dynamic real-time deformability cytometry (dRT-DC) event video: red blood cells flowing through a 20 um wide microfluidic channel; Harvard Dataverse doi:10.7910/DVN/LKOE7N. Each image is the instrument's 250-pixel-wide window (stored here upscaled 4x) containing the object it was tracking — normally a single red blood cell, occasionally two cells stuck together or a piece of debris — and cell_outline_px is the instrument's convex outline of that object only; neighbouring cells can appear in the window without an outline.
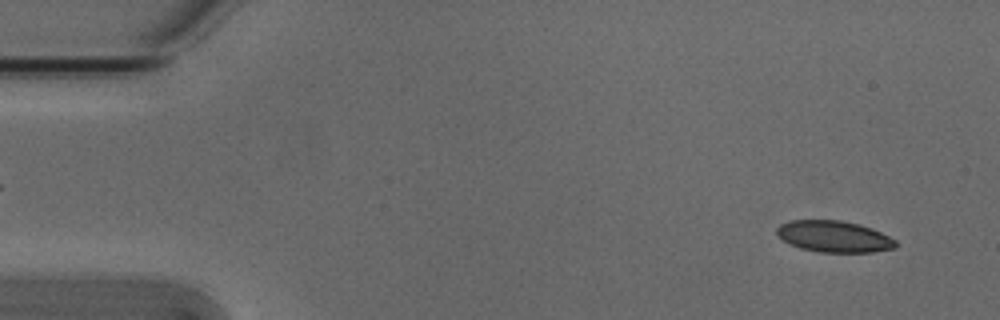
{"species": "Egyptian fruit bat (a non-hibernating species)", "species_latin": "Rousettus aegyptiacus", "temperature_condition": "cold", "stored_images_in_passage": 4, "segment_of_instrument_passage": [2, 2], "camera_frame_rate_fps": 3000, "um_per_image_px": 0.085, "animal": {"sex": "male"}, "frame": {"image": 1, "passage_image": 4, "time_ms": 1.0, "image_size_px": [1000, 320], "cell_outline_px": [[896, 248], [872, 252], [820, 252], [800, 248], [788, 244], [776, 232], [776, 228], [780, 224], [788, 220], [840, 220], [860, 224], [872, 228], [896, 240]], "centroid_in_image_um": [70.88, 20.1], "position_along_channel_um": 14.1, "area_um2": 21.85}}